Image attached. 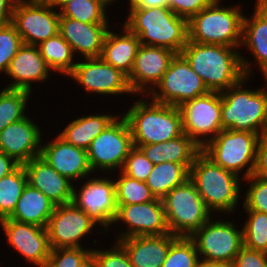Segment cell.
Masks as SVG:
<instances>
[{
	"label": "cell",
	"instance_id": "cell-1",
	"mask_svg": "<svg viewBox=\"0 0 267 267\" xmlns=\"http://www.w3.org/2000/svg\"><path fill=\"white\" fill-rule=\"evenodd\" d=\"M189 179L208 210L214 215H221L219 218L223 214V217L227 214L230 217L232 213L234 216L236 209L240 208L237 206L242 201L243 179L214 163L202 151L196 155L189 169Z\"/></svg>",
	"mask_w": 267,
	"mask_h": 267
},
{
	"label": "cell",
	"instance_id": "cell-2",
	"mask_svg": "<svg viewBox=\"0 0 267 267\" xmlns=\"http://www.w3.org/2000/svg\"><path fill=\"white\" fill-rule=\"evenodd\" d=\"M124 24L140 43L171 49L180 54L188 42V20L177 16L168 6L129 7Z\"/></svg>",
	"mask_w": 267,
	"mask_h": 267
},
{
	"label": "cell",
	"instance_id": "cell-3",
	"mask_svg": "<svg viewBox=\"0 0 267 267\" xmlns=\"http://www.w3.org/2000/svg\"><path fill=\"white\" fill-rule=\"evenodd\" d=\"M240 51L235 47L188 41L180 54L209 91L221 93L245 76Z\"/></svg>",
	"mask_w": 267,
	"mask_h": 267
},
{
	"label": "cell",
	"instance_id": "cell-4",
	"mask_svg": "<svg viewBox=\"0 0 267 267\" xmlns=\"http://www.w3.org/2000/svg\"><path fill=\"white\" fill-rule=\"evenodd\" d=\"M252 78L244 76L238 83L221 92L223 129L259 135L267 133V78L263 77V86L251 89L246 84Z\"/></svg>",
	"mask_w": 267,
	"mask_h": 267
},
{
	"label": "cell",
	"instance_id": "cell-5",
	"mask_svg": "<svg viewBox=\"0 0 267 267\" xmlns=\"http://www.w3.org/2000/svg\"><path fill=\"white\" fill-rule=\"evenodd\" d=\"M141 96L123 113L131 130L134 147L166 142L183 134L182 116L176 106L157 103Z\"/></svg>",
	"mask_w": 267,
	"mask_h": 267
},
{
	"label": "cell",
	"instance_id": "cell-6",
	"mask_svg": "<svg viewBox=\"0 0 267 267\" xmlns=\"http://www.w3.org/2000/svg\"><path fill=\"white\" fill-rule=\"evenodd\" d=\"M214 0L188 20V41L240 49L243 31V6Z\"/></svg>",
	"mask_w": 267,
	"mask_h": 267
},
{
	"label": "cell",
	"instance_id": "cell-7",
	"mask_svg": "<svg viewBox=\"0 0 267 267\" xmlns=\"http://www.w3.org/2000/svg\"><path fill=\"white\" fill-rule=\"evenodd\" d=\"M260 137L253 132L223 129L201 151L214 163L244 180L253 173Z\"/></svg>",
	"mask_w": 267,
	"mask_h": 267
},
{
	"label": "cell",
	"instance_id": "cell-8",
	"mask_svg": "<svg viewBox=\"0 0 267 267\" xmlns=\"http://www.w3.org/2000/svg\"><path fill=\"white\" fill-rule=\"evenodd\" d=\"M162 201L169 231L177 237H190L214 216L190 179L174 187Z\"/></svg>",
	"mask_w": 267,
	"mask_h": 267
},
{
	"label": "cell",
	"instance_id": "cell-9",
	"mask_svg": "<svg viewBox=\"0 0 267 267\" xmlns=\"http://www.w3.org/2000/svg\"><path fill=\"white\" fill-rule=\"evenodd\" d=\"M133 147L130 127L126 118L120 113L94 138L87 149L88 161L93 173L111 174L121 171Z\"/></svg>",
	"mask_w": 267,
	"mask_h": 267
},
{
	"label": "cell",
	"instance_id": "cell-10",
	"mask_svg": "<svg viewBox=\"0 0 267 267\" xmlns=\"http://www.w3.org/2000/svg\"><path fill=\"white\" fill-rule=\"evenodd\" d=\"M104 175L96 173L91 176L93 178L88 176L81 183H75L72 202L99 225V230L103 227L98 233L106 236L110 230L112 232L118 206L114 178L111 174Z\"/></svg>",
	"mask_w": 267,
	"mask_h": 267
},
{
	"label": "cell",
	"instance_id": "cell-11",
	"mask_svg": "<svg viewBox=\"0 0 267 267\" xmlns=\"http://www.w3.org/2000/svg\"><path fill=\"white\" fill-rule=\"evenodd\" d=\"M226 219H217L214 215L189 237L194 242L200 259L222 262L229 266L233 263L244 246L243 229L242 226H237L236 221Z\"/></svg>",
	"mask_w": 267,
	"mask_h": 267
},
{
	"label": "cell",
	"instance_id": "cell-12",
	"mask_svg": "<svg viewBox=\"0 0 267 267\" xmlns=\"http://www.w3.org/2000/svg\"><path fill=\"white\" fill-rule=\"evenodd\" d=\"M208 92L202 78L187 60L181 54H176L160 82L147 96L157 103L179 107Z\"/></svg>",
	"mask_w": 267,
	"mask_h": 267
},
{
	"label": "cell",
	"instance_id": "cell-13",
	"mask_svg": "<svg viewBox=\"0 0 267 267\" xmlns=\"http://www.w3.org/2000/svg\"><path fill=\"white\" fill-rule=\"evenodd\" d=\"M183 133L203 147L221 130V93H208L188 100L179 107Z\"/></svg>",
	"mask_w": 267,
	"mask_h": 267
},
{
	"label": "cell",
	"instance_id": "cell-14",
	"mask_svg": "<svg viewBox=\"0 0 267 267\" xmlns=\"http://www.w3.org/2000/svg\"><path fill=\"white\" fill-rule=\"evenodd\" d=\"M76 62L77 64L67 79L69 77L75 81V84L77 83V86H82L86 94L94 93L95 96H114V98L125 94L134 95L129 86L127 75L109 65L101 57L84 58Z\"/></svg>",
	"mask_w": 267,
	"mask_h": 267
},
{
	"label": "cell",
	"instance_id": "cell-15",
	"mask_svg": "<svg viewBox=\"0 0 267 267\" xmlns=\"http://www.w3.org/2000/svg\"><path fill=\"white\" fill-rule=\"evenodd\" d=\"M97 226L99 227L73 202L58 205L46 226L50 248H89L84 246L83 242L89 238L86 236L93 237L91 234L98 232Z\"/></svg>",
	"mask_w": 267,
	"mask_h": 267
},
{
	"label": "cell",
	"instance_id": "cell-16",
	"mask_svg": "<svg viewBox=\"0 0 267 267\" xmlns=\"http://www.w3.org/2000/svg\"><path fill=\"white\" fill-rule=\"evenodd\" d=\"M60 13L43 0H17L12 15L23 43L37 46L59 33Z\"/></svg>",
	"mask_w": 267,
	"mask_h": 267
},
{
	"label": "cell",
	"instance_id": "cell-17",
	"mask_svg": "<svg viewBox=\"0 0 267 267\" xmlns=\"http://www.w3.org/2000/svg\"><path fill=\"white\" fill-rule=\"evenodd\" d=\"M117 215L113 222L120 230L115 237L118 239H125L132 236H151V235H165L170 233L163 201L155 199L151 202L117 205ZM121 224H125L124 226Z\"/></svg>",
	"mask_w": 267,
	"mask_h": 267
},
{
	"label": "cell",
	"instance_id": "cell-18",
	"mask_svg": "<svg viewBox=\"0 0 267 267\" xmlns=\"http://www.w3.org/2000/svg\"><path fill=\"white\" fill-rule=\"evenodd\" d=\"M254 5L253 14L244 15L240 47L249 51L253 60L250 61L251 58L247 59L240 52L241 63L245 76L254 77L253 69L258 68L256 72L260 71L261 76L267 78V0H255Z\"/></svg>",
	"mask_w": 267,
	"mask_h": 267
},
{
	"label": "cell",
	"instance_id": "cell-19",
	"mask_svg": "<svg viewBox=\"0 0 267 267\" xmlns=\"http://www.w3.org/2000/svg\"><path fill=\"white\" fill-rule=\"evenodd\" d=\"M0 227L6 245L18 252L26 264L44 267L51 250L46 228L9 218L0 220Z\"/></svg>",
	"mask_w": 267,
	"mask_h": 267
},
{
	"label": "cell",
	"instance_id": "cell-20",
	"mask_svg": "<svg viewBox=\"0 0 267 267\" xmlns=\"http://www.w3.org/2000/svg\"><path fill=\"white\" fill-rule=\"evenodd\" d=\"M176 54L165 47L141 44L131 73L127 76L134 96H147L160 82Z\"/></svg>",
	"mask_w": 267,
	"mask_h": 267
},
{
	"label": "cell",
	"instance_id": "cell-21",
	"mask_svg": "<svg viewBox=\"0 0 267 267\" xmlns=\"http://www.w3.org/2000/svg\"><path fill=\"white\" fill-rule=\"evenodd\" d=\"M53 138L42 141L40 153V157L52 168L73 183L94 174L88 161L87 150L67 143L58 134Z\"/></svg>",
	"mask_w": 267,
	"mask_h": 267
},
{
	"label": "cell",
	"instance_id": "cell-22",
	"mask_svg": "<svg viewBox=\"0 0 267 267\" xmlns=\"http://www.w3.org/2000/svg\"><path fill=\"white\" fill-rule=\"evenodd\" d=\"M41 128L28 115L9 124L0 132V151L20 165L39 157L43 141Z\"/></svg>",
	"mask_w": 267,
	"mask_h": 267
},
{
	"label": "cell",
	"instance_id": "cell-23",
	"mask_svg": "<svg viewBox=\"0 0 267 267\" xmlns=\"http://www.w3.org/2000/svg\"><path fill=\"white\" fill-rule=\"evenodd\" d=\"M52 73L53 71L41 56L38 47L23 44L10 61L5 77H8L11 83H7L4 88L25 90L32 93V85L48 81Z\"/></svg>",
	"mask_w": 267,
	"mask_h": 267
},
{
	"label": "cell",
	"instance_id": "cell-24",
	"mask_svg": "<svg viewBox=\"0 0 267 267\" xmlns=\"http://www.w3.org/2000/svg\"><path fill=\"white\" fill-rule=\"evenodd\" d=\"M111 26L87 24L69 17H60L59 34L69 43L77 59L98 58Z\"/></svg>",
	"mask_w": 267,
	"mask_h": 267
},
{
	"label": "cell",
	"instance_id": "cell-25",
	"mask_svg": "<svg viewBox=\"0 0 267 267\" xmlns=\"http://www.w3.org/2000/svg\"><path fill=\"white\" fill-rule=\"evenodd\" d=\"M23 166L28 184L41 191L56 206L72 202L74 183L60 175L43 158H33Z\"/></svg>",
	"mask_w": 267,
	"mask_h": 267
},
{
	"label": "cell",
	"instance_id": "cell-26",
	"mask_svg": "<svg viewBox=\"0 0 267 267\" xmlns=\"http://www.w3.org/2000/svg\"><path fill=\"white\" fill-rule=\"evenodd\" d=\"M178 237L165 235L132 236L118 241L128 254L133 267H162L170 245Z\"/></svg>",
	"mask_w": 267,
	"mask_h": 267
},
{
	"label": "cell",
	"instance_id": "cell-27",
	"mask_svg": "<svg viewBox=\"0 0 267 267\" xmlns=\"http://www.w3.org/2000/svg\"><path fill=\"white\" fill-rule=\"evenodd\" d=\"M114 25L106 34L100 57L128 76L141 43L138 36L134 35L124 24L121 25L122 31L118 33L113 31Z\"/></svg>",
	"mask_w": 267,
	"mask_h": 267
},
{
	"label": "cell",
	"instance_id": "cell-28",
	"mask_svg": "<svg viewBox=\"0 0 267 267\" xmlns=\"http://www.w3.org/2000/svg\"><path fill=\"white\" fill-rule=\"evenodd\" d=\"M138 148L153 165L173 162L183 164L188 169L201 151V147L185 133L166 142L140 145Z\"/></svg>",
	"mask_w": 267,
	"mask_h": 267
},
{
	"label": "cell",
	"instance_id": "cell-29",
	"mask_svg": "<svg viewBox=\"0 0 267 267\" xmlns=\"http://www.w3.org/2000/svg\"><path fill=\"white\" fill-rule=\"evenodd\" d=\"M103 113V114H102ZM84 114L72 119L58 134L67 143L87 150L96 138L120 113L105 112Z\"/></svg>",
	"mask_w": 267,
	"mask_h": 267
},
{
	"label": "cell",
	"instance_id": "cell-30",
	"mask_svg": "<svg viewBox=\"0 0 267 267\" xmlns=\"http://www.w3.org/2000/svg\"><path fill=\"white\" fill-rule=\"evenodd\" d=\"M55 207L56 205L46 195L27 183L13 213L8 218L46 228Z\"/></svg>",
	"mask_w": 267,
	"mask_h": 267
},
{
	"label": "cell",
	"instance_id": "cell-31",
	"mask_svg": "<svg viewBox=\"0 0 267 267\" xmlns=\"http://www.w3.org/2000/svg\"><path fill=\"white\" fill-rule=\"evenodd\" d=\"M41 56L55 74L67 77L77 64L69 43L58 33L37 45Z\"/></svg>",
	"mask_w": 267,
	"mask_h": 267
},
{
	"label": "cell",
	"instance_id": "cell-32",
	"mask_svg": "<svg viewBox=\"0 0 267 267\" xmlns=\"http://www.w3.org/2000/svg\"><path fill=\"white\" fill-rule=\"evenodd\" d=\"M189 179V169L180 163L163 162L153 165L146 184L157 199H163L174 187Z\"/></svg>",
	"mask_w": 267,
	"mask_h": 267
},
{
	"label": "cell",
	"instance_id": "cell-33",
	"mask_svg": "<svg viewBox=\"0 0 267 267\" xmlns=\"http://www.w3.org/2000/svg\"><path fill=\"white\" fill-rule=\"evenodd\" d=\"M108 6L101 0H72L60 10V17H69L87 24H111Z\"/></svg>",
	"mask_w": 267,
	"mask_h": 267
},
{
	"label": "cell",
	"instance_id": "cell-34",
	"mask_svg": "<svg viewBox=\"0 0 267 267\" xmlns=\"http://www.w3.org/2000/svg\"><path fill=\"white\" fill-rule=\"evenodd\" d=\"M27 183V173L23 165L0 179V220L13 213Z\"/></svg>",
	"mask_w": 267,
	"mask_h": 267
},
{
	"label": "cell",
	"instance_id": "cell-35",
	"mask_svg": "<svg viewBox=\"0 0 267 267\" xmlns=\"http://www.w3.org/2000/svg\"><path fill=\"white\" fill-rule=\"evenodd\" d=\"M32 93L25 90L2 88L0 91V132L9 124L17 122L29 114ZM28 109V110H27Z\"/></svg>",
	"mask_w": 267,
	"mask_h": 267
},
{
	"label": "cell",
	"instance_id": "cell-36",
	"mask_svg": "<svg viewBox=\"0 0 267 267\" xmlns=\"http://www.w3.org/2000/svg\"><path fill=\"white\" fill-rule=\"evenodd\" d=\"M115 175L112 173L115 181L117 205L146 203L156 199L146 182L130 178L121 171Z\"/></svg>",
	"mask_w": 267,
	"mask_h": 267
},
{
	"label": "cell",
	"instance_id": "cell-37",
	"mask_svg": "<svg viewBox=\"0 0 267 267\" xmlns=\"http://www.w3.org/2000/svg\"><path fill=\"white\" fill-rule=\"evenodd\" d=\"M243 245L246 248L267 253V213L245 211Z\"/></svg>",
	"mask_w": 267,
	"mask_h": 267
},
{
	"label": "cell",
	"instance_id": "cell-38",
	"mask_svg": "<svg viewBox=\"0 0 267 267\" xmlns=\"http://www.w3.org/2000/svg\"><path fill=\"white\" fill-rule=\"evenodd\" d=\"M199 254L189 237H178L169 248L162 267H196Z\"/></svg>",
	"mask_w": 267,
	"mask_h": 267
},
{
	"label": "cell",
	"instance_id": "cell-39",
	"mask_svg": "<svg viewBox=\"0 0 267 267\" xmlns=\"http://www.w3.org/2000/svg\"><path fill=\"white\" fill-rule=\"evenodd\" d=\"M248 183L247 189L242 197L244 211H258L267 213V178L251 175L243 180Z\"/></svg>",
	"mask_w": 267,
	"mask_h": 267
},
{
	"label": "cell",
	"instance_id": "cell-40",
	"mask_svg": "<svg viewBox=\"0 0 267 267\" xmlns=\"http://www.w3.org/2000/svg\"><path fill=\"white\" fill-rule=\"evenodd\" d=\"M23 44L22 37L12 23L0 27V73H6L10 61Z\"/></svg>",
	"mask_w": 267,
	"mask_h": 267
},
{
	"label": "cell",
	"instance_id": "cell-41",
	"mask_svg": "<svg viewBox=\"0 0 267 267\" xmlns=\"http://www.w3.org/2000/svg\"><path fill=\"white\" fill-rule=\"evenodd\" d=\"M91 248H56L51 249L44 267H78L92 252Z\"/></svg>",
	"mask_w": 267,
	"mask_h": 267
},
{
	"label": "cell",
	"instance_id": "cell-42",
	"mask_svg": "<svg viewBox=\"0 0 267 267\" xmlns=\"http://www.w3.org/2000/svg\"><path fill=\"white\" fill-rule=\"evenodd\" d=\"M152 168L153 163L146 158L139 148L133 147L125 159L121 172L130 178L146 182Z\"/></svg>",
	"mask_w": 267,
	"mask_h": 267
},
{
	"label": "cell",
	"instance_id": "cell-43",
	"mask_svg": "<svg viewBox=\"0 0 267 267\" xmlns=\"http://www.w3.org/2000/svg\"><path fill=\"white\" fill-rule=\"evenodd\" d=\"M110 248L104 250V247L93 248L92 253L95 256L98 267H133L127 252L123 246L116 241Z\"/></svg>",
	"mask_w": 267,
	"mask_h": 267
},
{
	"label": "cell",
	"instance_id": "cell-44",
	"mask_svg": "<svg viewBox=\"0 0 267 267\" xmlns=\"http://www.w3.org/2000/svg\"><path fill=\"white\" fill-rule=\"evenodd\" d=\"M214 0H167L168 7L180 17L189 20Z\"/></svg>",
	"mask_w": 267,
	"mask_h": 267
},
{
	"label": "cell",
	"instance_id": "cell-45",
	"mask_svg": "<svg viewBox=\"0 0 267 267\" xmlns=\"http://www.w3.org/2000/svg\"><path fill=\"white\" fill-rule=\"evenodd\" d=\"M230 267H267V253L243 246Z\"/></svg>",
	"mask_w": 267,
	"mask_h": 267
},
{
	"label": "cell",
	"instance_id": "cell-46",
	"mask_svg": "<svg viewBox=\"0 0 267 267\" xmlns=\"http://www.w3.org/2000/svg\"><path fill=\"white\" fill-rule=\"evenodd\" d=\"M252 175L267 178V133L260 137Z\"/></svg>",
	"mask_w": 267,
	"mask_h": 267
},
{
	"label": "cell",
	"instance_id": "cell-47",
	"mask_svg": "<svg viewBox=\"0 0 267 267\" xmlns=\"http://www.w3.org/2000/svg\"><path fill=\"white\" fill-rule=\"evenodd\" d=\"M17 0H0V27L12 22L14 6Z\"/></svg>",
	"mask_w": 267,
	"mask_h": 267
},
{
	"label": "cell",
	"instance_id": "cell-48",
	"mask_svg": "<svg viewBox=\"0 0 267 267\" xmlns=\"http://www.w3.org/2000/svg\"><path fill=\"white\" fill-rule=\"evenodd\" d=\"M19 165L12 157L0 151V179L10 174Z\"/></svg>",
	"mask_w": 267,
	"mask_h": 267
},
{
	"label": "cell",
	"instance_id": "cell-49",
	"mask_svg": "<svg viewBox=\"0 0 267 267\" xmlns=\"http://www.w3.org/2000/svg\"><path fill=\"white\" fill-rule=\"evenodd\" d=\"M128 7H165L167 0H128Z\"/></svg>",
	"mask_w": 267,
	"mask_h": 267
},
{
	"label": "cell",
	"instance_id": "cell-50",
	"mask_svg": "<svg viewBox=\"0 0 267 267\" xmlns=\"http://www.w3.org/2000/svg\"><path fill=\"white\" fill-rule=\"evenodd\" d=\"M196 267H230V266L222 262L206 261L203 259H199Z\"/></svg>",
	"mask_w": 267,
	"mask_h": 267
},
{
	"label": "cell",
	"instance_id": "cell-51",
	"mask_svg": "<svg viewBox=\"0 0 267 267\" xmlns=\"http://www.w3.org/2000/svg\"><path fill=\"white\" fill-rule=\"evenodd\" d=\"M78 267H98L94 254L91 252Z\"/></svg>",
	"mask_w": 267,
	"mask_h": 267
},
{
	"label": "cell",
	"instance_id": "cell-52",
	"mask_svg": "<svg viewBox=\"0 0 267 267\" xmlns=\"http://www.w3.org/2000/svg\"><path fill=\"white\" fill-rule=\"evenodd\" d=\"M43 1L59 11L65 4H67L72 0H43Z\"/></svg>",
	"mask_w": 267,
	"mask_h": 267
},
{
	"label": "cell",
	"instance_id": "cell-53",
	"mask_svg": "<svg viewBox=\"0 0 267 267\" xmlns=\"http://www.w3.org/2000/svg\"><path fill=\"white\" fill-rule=\"evenodd\" d=\"M101 1H103L107 6H113V5L115 6L114 3H117L118 2V0H101ZM126 2L129 3L128 0Z\"/></svg>",
	"mask_w": 267,
	"mask_h": 267
}]
</instances>
